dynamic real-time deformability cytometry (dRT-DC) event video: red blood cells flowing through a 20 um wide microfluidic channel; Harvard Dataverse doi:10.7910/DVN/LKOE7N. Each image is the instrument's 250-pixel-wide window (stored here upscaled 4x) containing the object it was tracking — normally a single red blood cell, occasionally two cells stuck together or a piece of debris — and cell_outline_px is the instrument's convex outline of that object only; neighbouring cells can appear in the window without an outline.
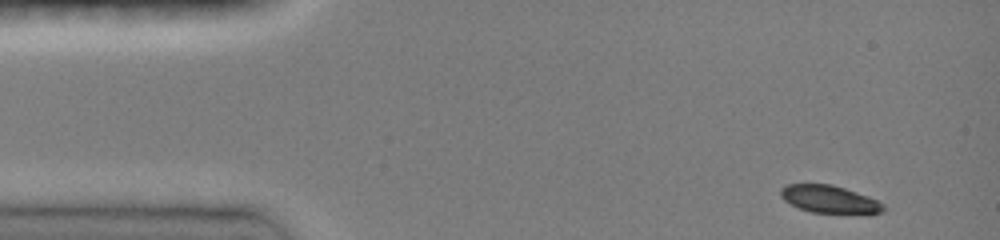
{"species": "common noctule bat (a hibernating species)", "species_latin": "Nyctalus noctula", "temperature_condition": "room temperature", "stored_images_in_passage": 41, "camera_frame_rate_fps": 3000, "um_per_image_px": 0.085, "animal": {"sex": "female", "body_mass_g": 19.0, "forearm_length_mm": 51.5}, "frame": {"image": 1, "passage_image": 1, "time_ms": 0.0, "image_size_px": [1000, 240], "cell_outline_px": [[884, 212], [812, 212], [800, 208], [784, 200], [780, 196], [780, 188], [784, 184], [832, 184], [868, 196], [884, 204]], "centroid_in_image_um": [70.44, 16.9], "position_along_channel_um": 14.6, "area_um2": 16.07}}
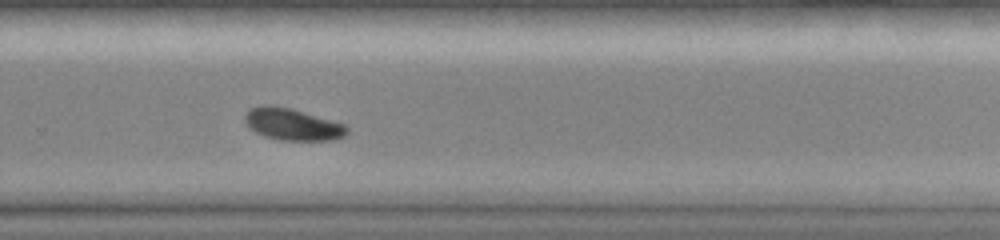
{"frame": {"image": 2, "passage_image": 29, "time_ms": 9.333, "image_size_px": [1000, 240], "cell_outline_px": [[348, 132], [344, 136], [336, 140], [280, 140], [264, 136], [256, 132], [244, 120], [244, 116], [252, 108], [260, 104], [272, 104], [292, 108], [344, 124], [348, 128]], "centroid_in_image_um": [24.87, 10.55], "position_along_channel_um": 304.9, "area_um2": 18.96}}
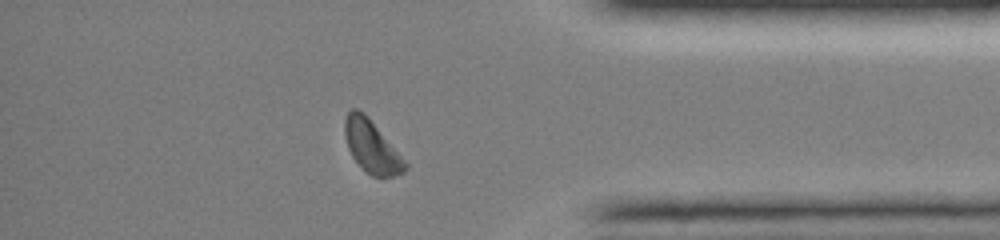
{"frame": {"image": 3, "passage_image": 37, "time_ms": 12.0, "image_size_px": [1000, 240], "cell_outline_px": [[408, 168], [404, 172], [392, 176], [372, 176], [352, 156], [348, 148], [344, 132], [344, 120], [348, 112], [352, 108], [356, 108], [364, 112], [368, 116], [408, 164]], "centroid_in_image_um": [31.58, 12.42], "position_along_channel_um": 403.6, "area_um2": 18.09}, "authors_computed_cell_mechanics": {"area_um2": 18.7272, "velocity_mm_per_s": 4.0947, "shape_relaxation_time_tau1_ms": 1.4824, "shape_relaxation_time_tau2_ms": null, "deformation_change_tau1": 0.1144, "deformation_change_tau2": null}}